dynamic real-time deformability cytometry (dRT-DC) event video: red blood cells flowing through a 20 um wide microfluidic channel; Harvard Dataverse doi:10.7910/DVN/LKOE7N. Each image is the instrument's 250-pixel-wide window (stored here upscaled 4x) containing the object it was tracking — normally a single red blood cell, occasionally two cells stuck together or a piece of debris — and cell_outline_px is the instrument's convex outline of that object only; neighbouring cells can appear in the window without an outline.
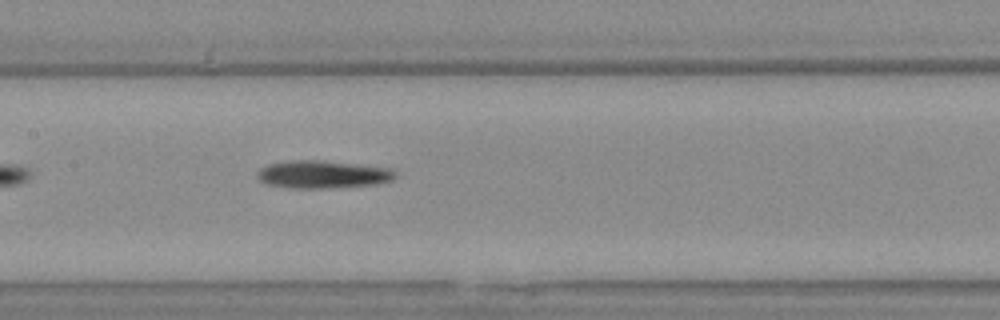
{"species": "Egyptian fruit bat (a non-hibernating species)", "species_latin": "Rousettus aegyptiacus", "temperature_condition": "warm", "stored_images_in_passage": 28, "camera_frame_rate_fps": 3000, "um_per_image_px": 0.085, "animal": {"sex": "female"}, "frame": {"image": 1, "passage_image": 9, "time_ms": 2.667, "image_size_px": [1000, 320], "cell_outline_px": [[396, 176], [392, 180], [376, 184], [324, 188], [292, 188], [268, 184], [260, 180], [256, 176], [256, 172], [260, 168], [268, 164], [288, 160], [320, 160], [392, 168], [396, 172]], "centroid_in_image_um": [27.42, 14.81], "position_along_channel_um": 180.0, "area_um2": 22.31}}